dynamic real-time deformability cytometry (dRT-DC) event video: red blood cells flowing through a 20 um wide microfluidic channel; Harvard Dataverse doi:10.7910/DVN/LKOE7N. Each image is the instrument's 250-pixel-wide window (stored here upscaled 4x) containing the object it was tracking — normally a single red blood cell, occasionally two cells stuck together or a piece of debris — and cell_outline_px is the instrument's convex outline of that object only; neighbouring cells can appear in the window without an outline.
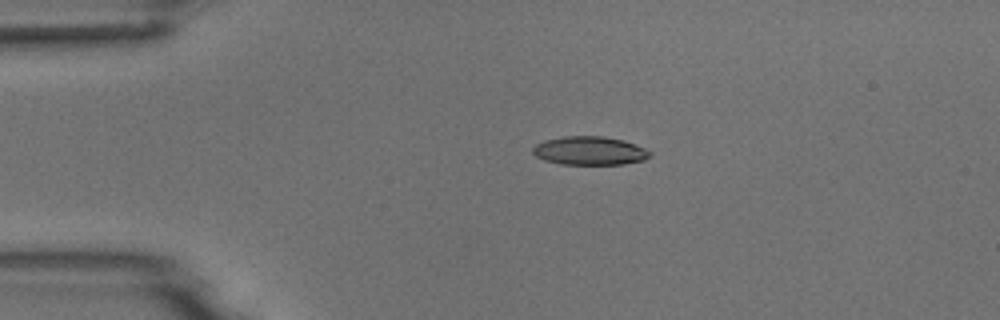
{"species": "common noctule bat (a hibernating species)", "species_latin": "Nyctalus noctula", "temperature_condition": "room temperature", "stored_images_in_passage": 2, "camera_frame_rate_fps": 3000, "um_per_image_px": 0.085, "animal": {"sex": "male", "body_mass_g": 18.8}, "frame": {"image": 1, "passage_image": 1, "time_ms": 0.0, "image_size_px": [1000, 320], "cell_outline_px": [[652, 156], [644, 160], [624, 164], [560, 164], [544, 160], [536, 156], [532, 152], [532, 148], [536, 144], [544, 140], [564, 136], [604, 136], [624, 140], [636, 144], [652, 152]], "centroid_in_image_um": [50.14, 12.81], "position_along_channel_um": 34.9, "area_um2": 19.65}}